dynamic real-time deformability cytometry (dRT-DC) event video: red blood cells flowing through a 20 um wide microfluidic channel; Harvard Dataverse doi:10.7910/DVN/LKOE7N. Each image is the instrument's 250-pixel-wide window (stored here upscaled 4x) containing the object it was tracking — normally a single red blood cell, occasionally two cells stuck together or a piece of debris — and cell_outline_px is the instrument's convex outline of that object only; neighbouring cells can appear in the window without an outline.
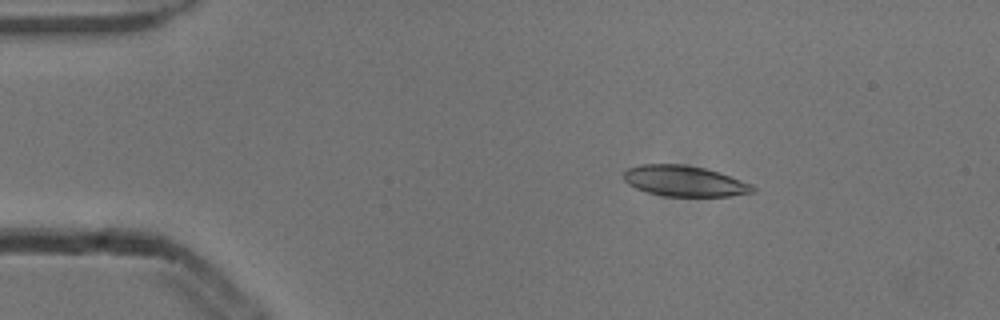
{"species": "common noctule bat (a hibernating species)", "species_latin": "Nyctalus noctula", "temperature_condition": "cold", "stored_images_in_passage": 4, "camera_frame_rate_fps": 3000, "um_per_image_px": 0.085, "animal": {"sex": "male", "body_mass_g": 13.3}, "frame": {"image": 1, "passage_image": 2, "time_ms": 0.333, "image_size_px": [1000, 320], "cell_outline_px": [[756, 192], [732, 196], [664, 196], [648, 192], [636, 188], [628, 184], [624, 180], [624, 172], [628, 168], [640, 164], [684, 164], [704, 168], [720, 172], [752, 184], [756, 188]], "centroid_in_image_um": [58.21, 15.39], "position_along_channel_um": 26.8, "area_um2": 23.24}}
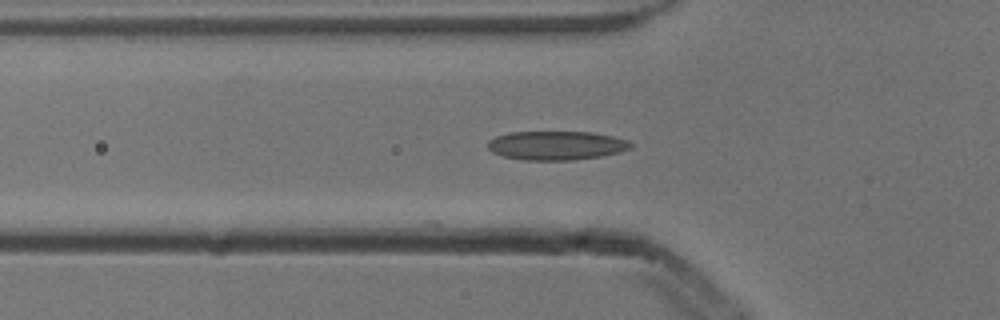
{"frame": {"image": 2, "passage_image": 4, "time_ms": 1.0, "image_size_px": [1000, 320], "cell_outline_px": [[632, 148], [620, 152], [600, 156], [572, 160], [524, 160], [504, 156], [492, 152], [488, 148], [488, 140], [496, 136], [508, 132], [592, 132], [612, 136], [628, 140], [632, 144]], "centroid_in_image_um": [47.29, 12.36], "position_along_channel_um": 78.5, "area_um2": 24.1}}